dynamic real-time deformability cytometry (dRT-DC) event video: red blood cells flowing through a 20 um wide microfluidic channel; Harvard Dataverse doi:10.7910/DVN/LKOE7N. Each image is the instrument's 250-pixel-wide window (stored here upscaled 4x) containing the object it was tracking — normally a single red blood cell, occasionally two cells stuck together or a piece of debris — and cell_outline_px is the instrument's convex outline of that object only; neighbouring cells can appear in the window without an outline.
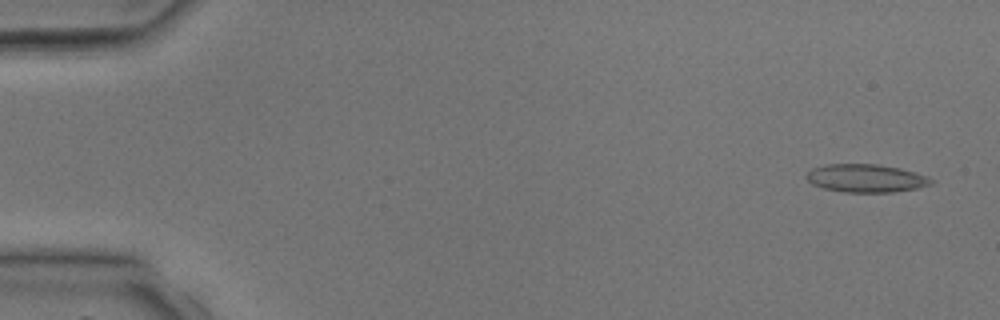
{"species": "common noctule bat (a hibernating species)", "species_latin": "Nyctalus noctula", "temperature_condition": "room temperature", "stored_images_in_passage": 3, "camera_frame_rate_fps": 3000, "um_per_image_px": 0.085, "animal": {"sex": "male", "body_mass_g": 17.9, "forearm_length_mm": 54.2}, "frame": {"image": 1, "passage_image": 1, "time_ms": 0.0, "image_size_px": [1000, 320], "cell_outline_px": [[936, 180], [932, 184], [916, 188], [892, 192], [844, 192], [824, 188], [812, 184], [804, 176], [812, 168], [828, 164], [876, 164], [900, 168], [928, 176]], "centroid_in_image_um": [73.62, 15.15], "position_along_channel_um": 11.4, "area_um2": 20.4}}
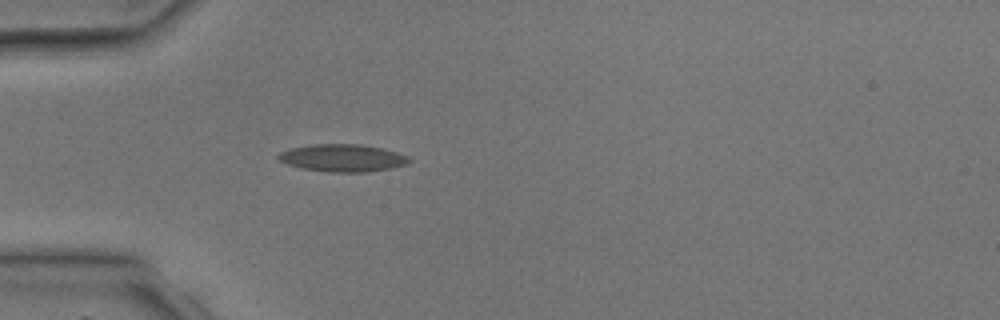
{"frame": {"image": 2, "passage_image": 3, "time_ms": 3.333, "image_size_px": [1000, 320], "cell_outline_px": [[412, 160], [408, 164], [392, 168], [368, 172], [328, 172], [300, 168], [288, 164], [280, 160], [276, 156], [280, 152], [288, 148], [312, 144], [360, 144], [380, 148], [396, 152], [408, 156]], "centroid_in_image_um": [29.12, 13.43], "position_along_channel_um": 55.9, "area_um2": 21.04}}